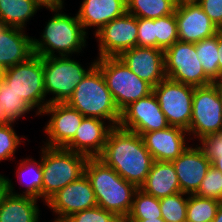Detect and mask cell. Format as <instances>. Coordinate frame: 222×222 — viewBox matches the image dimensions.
Here are the masks:
<instances>
[{
    "mask_svg": "<svg viewBox=\"0 0 222 222\" xmlns=\"http://www.w3.org/2000/svg\"><path fill=\"white\" fill-rule=\"evenodd\" d=\"M41 7H46L48 10L61 6L64 0H33Z\"/></svg>",
    "mask_w": 222,
    "mask_h": 222,
    "instance_id": "cell-41",
    "label": "cell"
},
{
    "mask_svg": "<svg viewBox=\"0 0 222 222\" xmlns=\"http://www.w3.org/2000/svg\"><path fill=\"white\" fill-rule=\"evenodd\" d=\"M40 8L33 0H0V20L25 30L27 22Z\"/></svg>",
    "mask_w": 222,
    "mask_h": 222,
    "instance_id": "cell-26",
    "label": "cell"
},
{
    "mask_svg": "<svg viewBox=\"0 0 222 222\" xmlns=\"http://www.w3.org/2000/svg\"><path fill=\"white\" fill-rule=\"evenodd\" d=\"M212 222H222V202L219 205L217 212H216V216L215 218L212 220Z\"/></svg>",
    "mask_w": 222,
    "mask_h": 222,
    "instance_id": "cell-45",
    "label": "cell"
},
{
    "mask_svg": "<svg viewBox=\"0 0 222 222\" xmlns=\"http://www.w3.org/2000/svg\"><path fill=\"white\" fill-rule=\"evenodd\" d=\"M220 201L197 196L196 194L188 195L186 222H209L215 216Z\"/></svg>",
    "mask_w": 222,
    "mask_h": 222,
    "instance_id": "cell-29",
    "label": "cell"
},
{
    "mask_svg": "<svg viewBox=\"0 0 222 222\" xmlns=\"http://www.w3.org/2000/svg\"><path fill=\"white\" fill-rule=\"evenodd\" d=\"M54 222H68L66 219H54Z\"/></svg>",
    "mask_w": 222,
    "mask_h": 222,
    "instance_id": "cell-49",
    "label": "cell"
},
{
    "mask_svg": "<svg viewBox=\"0 0 222 222\" xmlns=\"http://www.w3.org/2000/svg\"><path fill=\"white\" fill-rule=\"evenodd\" d=\"M0 104L2 105L5 117L9 122H16L18 119L33 108L26 103L20 96L9 89V86L0 80Z\"/></svg>",
    "mask_w": 222,
    "mask_h": 222,
    "instance_id": "cell-30",
    "label": "cell"
},
{
    "mask_svg": "<svg viewBox=\"0 0 222 222\" xmlns=\"http://www.w3.org/2000/svg\"><path fill=\"white\" fill-rule=\"evenodd\" d=\"M79 63L71 59V56L56 55L54 57H43L46 97L49 94L54 95L52 98H49L48 104L66 103L80 81L96 65V60L94 59L87 69Z\"/></svg>",
    "mask_w": 222,
    "mask_h": 222,
    "instance_id": "cell-8",
    "label": "cell"
},
{
    "mask_svg": "<svg viewBox=\"0 0 222 222\" xmlns=\"http://www.w3.org/2000/svg\"><path fill=\"white\" fill-rule=\"evenodd\" d=\"M192 147L189 145L180 156L172 161L181 192L188 195L198 191L211 166V161L205 156L199 145Z\"/></svg>",
    "mask_w": 222,
    "mask_h": 222,
    "instance_id": "cell-18",
    "label": "cell"
},
{
    "mask_svg": "<svg viewBox=\"0 0 222 222\" xmlns=\"http://www.w3.org/2000/svg\"><path fill=\"white\" fill-rule=\"evenodd\" d=\"M139 189L157 199L181 192L172 162L153 161L149 174Z\"/></svg>",
    "mask_w": 222,
    "mask_h": 222,
    "instance_id": "cell-23",
    "label": "cell"
},
{
    "mask_svg": "<svg viewBox=\"0 0 222 222\" xmlns=\"http://www.w3.org/2000/svg\"><path fill=\"white\" fill-rule=\"evenodd\" d=\"M219 85V91H220V95H221V99H222V83H218Z\"/></svg>",
    "mask_w": 222,
    "mask_h": 222,
    "instance_id": "cell-50",
    "label": "cell"
},
{
    "mask_svg": "<svg viewBox=\"0 0 222 222\" xmlns=\"http://www.w3.org/2000/svg\"><path fill=\"white\" fill-rule=\"evenodd\" d=\"M127 12L126 0H83L77 13L84 31L97 27L98 32L107 23Z\"/></svg>",
    "mask_w": 222,
    "mask_h": 222,
    "instance_id": "cell-22",
    "label": "cell"
},
{
    "mask_svg": "<svg viewBox=\"0 0 222 222\" xmlns=\"http://www.w3.org/2000/svg\"><path fill=\"white\" fill-rule=\"evenodd\" d=\"M119 126L138 134L162 130L170 125L156 95L152 92L147 97L132 102L121 112Z\"/></svg>",
    "mask_w": 222,
    "mask_h": 222,
    "instance_id": "cell-13",
    "label": "cell"
},
{
    "mask_svg": "<svg viewBox=\"0 0 222 222\" xmlns=\"http://www.w3.org/2000/svg\"><path fill=\"white\" fill-rule=\"evenodd\" d=\"M24 29L10 27L0 20V66L3 69L26 61L33 53L32 38Z\"/></svg>",
    "mask_w": 222,
    "mask_h": 222,
    "instance_id": "cell-21",
    "label": "cell"
},
{
    "mask_svg": "<svg viewBox=\"0 0 222 222\" xmlns=\"http://www.w3.org/2000/svg\"><path fill=\"white\" fill-rule=\"evenodd\" d=\"M84 173L92 185L97 206L115 213L124 221L131 210L138 188L124 180L98 157L87 159Z\"/></svg>",
    "mask_w": 222,
    "mask_h": 222,
    "instance_id": "cell-2",
    "label": "cell"
},
{
    "mask_svg": "<svg viewBox=\"0 0 222 222\" xmlns=\"http://www.w3.org/2000/svg\"><path fill=\"white\" fill-rule=\"evenodd\" d=\"M96 66L100 69L120 112L132 102L153 92V86L140 79L119 57L97 58Z\"/></svg>",
    "mask_w": 222,
    "mask_h": 222,
    "instance_id": "cell-6",
    "label": "cell"
},
{
    "mask_svg": "<svg viewBox=\"0 0 222 222\" xmlns=\"http://www.w3.org/2000/svg\"><path fill=\"white\" fill-rule=\"evenodd\" d=\"M137 46L155 48V19L137 18Z\"/></svg>",
    "mask_w": 222,
    "mask_h": 222,
    "instance_id": "cell-37",
    "label": "cell"
},
{
    "mask_svg": "<svg viewBox=\"0 0 222 222\" xmlns=\"http://www.w3.org/2000/svg\"><path fill=\"white\" fill-rule=\"evenodd\" d=\"M197 57L202 64L205 74L214 82L219 83V58L217 33L216 35L195 43Z\"/></svg>",
    "mask_w": 222,
    "mask_h": 222,
    "instance_id": "cell-28",
    "label": "cell"
},
{
    "mask_svg": "<svg viewBox=\"0 0 222 222\" xmlns=\"http://www.w3.org/2000/svg\"><path fill=\"white\" fill-rule=\"evenodd\" d=\"M4 82L40 115L48 105L44 89L43 57L33 54L26 61L4 69ZM46 99V100H45Z\"/></svg>",
    "mask_w": 222,
    "mask_h": 222,
    "instance_id": "cell-7",
    "label": "cell"
},
{
    "mask_svg": "<svg viewBox=\"0 0 222 222\" xmlns=\"http://www.w3.org/2000/svg\"><path fill=\"white\" fill-rule=\"evenodd\" d=\"M63 7L62 4L49 9L54 15L46 22L42 39L32 38L34 54L40 57H54L57 53V56H71L85 48L88 33L84 31L77 14L71 17L62 11Z\"/></svg>",
    "mask_w": 222,
    "mask_h": 222,
    "instance_id": "cell-3",
    "label": "cell"
},
{
    "mask_svg": "<svg viewBox=\"0 0 222 222\" xmlns=\"http://www.w3.org/2000/svg\"><path fill=\"white\" fill-rule=\"evenodd\" d=\"M66 103L84 117L107 120L113 127L119 126L121 112L96 65L80 81Z\"/></svg>",
    "mask_w": 222,
    "mask_h": 222,
    "instance_id": "cell-4",
    "label": "cell"
},
{
    "mask_svg": "<svg viewBox=\"0 0 222 222\" xmlns=\"http://www.w3.org/2000/svg\"><path fill=\"white\" fill-rule=\"evenodd\" d=\"M8 194L9 186L7 182V176L0 174V206Z\"/></svg>",
    "mask_w": 222,
    "mask_h": 222,
    "instance_id": "cell-40",
    "label": "cell"
},
{
    "mask_svg": "<svg viewBox=\"0 0 222 222\" xmlns=\"http://www.w3.org/2000/svg\"><path fill=\"white\" fill-rule=\"evenodd\" d=\"M8 122L9 121L7 120V118L5 117V114L3 112L2 105L0 104V124H6Z\"/></svg>",
    "mask_w": 222,
    "mask_h": 222,
    "instance_id": "cell-46",
    "label": "cell"
},
{
    "mask_svg": "<svg viewBox=\"0 0 222 222\" xmlns=\"http://www.w3.org/2000/svg\"><path fill=\"white\" fill-rule=\"evenodd\" d=\"M127 13L137 18L157 19L174 14L175 0H126Z\"/></svg>",
    "mask_w": 222,
    "mask_h": 222,
    "instance_id": "cell-27",
    "label": "cell"
},
{
    "mask_svg": "<svg viewBox=\"0 0 222 222\" xmlns=\"http://www.w3.org/2000/svg\"><path fill=\"white\" fill-rule=\"evenodd\" d=\"M198 0H175V2L178 4H182V3H193V2H197Z\"/></svg>",
    "mask_w": 222,
    "mask_h": 222,
    "instance_id": "cell-47",
    "label": "cell"
},
{
    "mask_svg": "<svg viewBox=\"0 0 222 222\" xmlns=\"http://www.w3.org/2000/svg\"><path fill=\"white\" fill-rule=\"evenodd\" d=\"M42 114L51 116L44 128L48 135L44 146L52 148H64L73 139L84 118L78 110L67 103H50Z\"/></svg>",
    "mask_w": 222,
    "mask_h": 222,
    "instance_id": "cell-15",
    "label": "cell"
},
{
    "mask_svg": "<svg viewBox=\"0 0 222 222\" xmlns=\"http://www.w3.org/2000/svg\"><path fill=\"white\" fill-rule=\"evenodd\" d=\"M123 222H166L163 218L152 219H125Z\"/></svg>",
    "mask_w": 222,
    "mask_h": 222,
    "instance_id": "cell-44",
    "label": "cell"
},
{
    "mask_svg": "<svg viewBox=\"0 0 222 222\" xmlns=\"http://www.w3.org/2000/svg\"><path fill=\"white\" fill-rule=\"evenodd\" d=\"M13 124L14 122L0 124V162L9 158L13 160L16 149L21 145V138H25L17 135Z\"/></svg>",
    "mask_w": 222,
    "mask_h": 222,
    "instance_id": "cell-34",
    "label": "cell"
},
{
    "mask_svg": "<svg viewBox=\"0 0 222 222\" xmlns=\"http://www.w3.org/2000/svg\"><path fill=\"white\" fill-rule=\"evenodd\" d=\"M195 194L222 202V173L211 165Z\"/></svg>",
    "mask_w": 222,
    "mask_h": 222,
    "instance_id": "cell-35",
    "label": "cell"
},
{
    "mask_svg": "<svg viewBox=\"0 0 222 222\" xmlns=\"http://www.w3.org/2000/svg\"><path fill=\"white\" fill-rule=\"evenodd\" d=\"M37 201L9 193L0 206V222H40Z\"/></svg>",
    "mask_w": 222,
    "mask_h": 222,
    "instance_id": "cell-24",
    "label": "cell"
},
{
    "mask_svg": "<svg viewBox=\"0 0 222 222\" xmlns=\"http://www.w3.org/2000/svg\"><path fill=\"white\" fill-rule=\"evenodd\" d=\"M164 60L167 78L194 87L214 83L204 72L195 43L178 40L164 51Z\"/></svg>",
    "mask_w": 222,
    "mask_h": 222,
    "instance_id": "cell-10",
    "label": "cell"
},
{
    "mask_svg": "<svg viewBox=\"0 0 222 222\" xmlns=\"http://www.w3.org/2000/svg\"><path fill=\"white\" fill-rule=\"evenodd\" d=\"M42 161V200L44 204L59 190L84 174L87 157L65 148H52L43 145Z\"/></svg>",
    "mask_w": 222,
    "mask_h": 222,
    "instance_id": "cell-5",
    "label": "cell"
},
{
    "mask_svg": "<svg viewBox=\"0 0 222 222\" xmlns=\"http://www.w3.org/2000/svg\"><path fill=\"white\" fill-rule=\"evenodd\" d=\"M4 69L0 66V80L3 78Z\"/></svg>",
    "mask_w": 222,
    "mask_h": 222,
    "instance_id": "cell-48",
    "label": "cell"
},
{
    "mask_svg": "<svg viewBox=\"0 0 222 222\" xmlns=\"http://www.w3.org/2000/svg\"><path fill=\"white\" fill-rule=\"evenodd\" d=\"M197 3L213 24L222 29V0H198Z\"/></svg>",
    "mask_w": 222,
    "mask_h": 222,
    "instance_id": "cell-39",
    "label": "cell"
},
{
    "mask_svg": "<svg viewBox=\"0 0 222 222\" xmlns=\"http://www.w3.org/2000/svg\"><path fill=\"white\" fill-rule=\"evenodd\" d=\"M159 203L166 222H186L188 194L178 192L159 199Z\"/></svg>",
    "mask_w": 222,
    "mask_h": 222,
    "instance_id": "cell-32",
    "label": "cell"
},
{
    "mask_svg": "<svg viewBox=\"0 0 222 222\" xmlns=\"http://www.w3.org/2000/svg\"><path fill=\"white\" fill-rule=\"evenodd\" d=\"M199 141V147L210 161L216 159V154H222V130L208 134Z\"/></svg>",
    "mask_w": 222,
    "mask_h": 222,
    "instance_id": "cell-38",
    "label": "cell"
},
{
    "mask_svg": "<svg viewBox=\"0 0 222 222\" xmlns=\"http://www.w3.org/2000/svg\"><path fill=\"white\" fill-rule=\"evenodd\" d=\"M174 13L180 41L196 43L219 30L197 2L178 4Z\"/></svg>",
    "mask_w": 222,
    "mask_h": 222,
    "instance_id": "cell-17",
    "label": "cell"
},
{
    "mask_svg": "<svg viewBox=\"0 0 222 222\" xmlns=\"http://www.w3.org/2000/svg\"><path fill=\"white\" fill-rule=\"evenodd\" d=\"M140 135L154 161L172 162L189 146L186 143L188 132L179 127L169 126Z\"/></svg>",
    "mask_w": 222,
    "mask_h": 222,
    "instance_id": "cell-19",
    "label": "cell"
},
{
    "mask_svg": "<svg viewBox=\"0 0 222 222\" xmlns=\"http://www.w3.org/2000/svg\"><path fill=\"white\" fill-rule=\"evenodd\" d=\"M94 34L99 42L97 58L118 57L123 51L137 46V17L126 12Z\"/></svg>",
    "mask_w": 222,
    "mask_h": 222,
    "instance_id": "cell-12",
    "label": "cell"
},
{
    "mask_svg": "<svg viewBox=\"0 0 222 222\" xmlns=\"http://www.w3.org/2000/svg\"><path fill=\"white\" fill-rule=\"evenodd\" d=\"M118 57L133 73L153 87L166 77L162 49L135 46L123 51Z\"/></svg>",
    "mask_w": 222,
    "mask_h": 222,
    "instance_id": "cell-16",
    "label": "cell"
},
{
    "mask_svg": "<svg viewBox=\"0 0 222 222\" xmlns=\"http://www.w3.org/2000/svg\"><path fill=\"white\" fill-rule=\"evenodd\" d=\"M66 220L68 222H123L115 213L99 206L73 213Z\"/></svg>",
    "mask_w": 222,
    "mask_h": 222,
    "instance_id": "cell-36",
    "label": "cell"
},
{
    "mask_svg": "<svg viewBox=\"0 0 222 222\" xmlns=\"http://www.w3.org/2000/svg\"><path fill=\"white\" fill-rule=\"evenodd\" d=\"M18 164L19 167H17L18 169L16 172L17 173L16 176L19 180L18 181L19 184L21 183V185H25L26 188L24 191H22L23 193L20 192L16 193L14 189L15 187H13L14 184L12 183V179H9L7 177L9 193L18 196L32 197L37 200H40L42 198V181H43L41 156L39 161L34 160V158L33 159L25 158L22 161H20V163ZM26 177L29 178V181Z\"/></svg>",
    "mask_w": 222,
    "mask_h": 222,
    "instance_id": "cell-25",
    "label": "cell"
},
{
    "mask_svg": "<svg viewBox=\"0 0 222 222\" xmlns=\"http://www.w3.org/2000/svg\"><path fill=\"white\" fill-rule=\"evenodd\" d=\"M98 158L137 188L144 183L154 161L141 135L120 126L110 130Z\"/></svg>",
    "mask_w": 222,
    "mask_h": 222,
    "instance_id": "cell-1",
    "label": "cell"
},
{
    "mask_svg": "<svg viewBox=\"0 0 222 222\" xmlns=\"http://www.w3.org/2000/svg\"><path fill=\"white\" fill-rule=\"evenodd\" d=\"M45 204L57 214V218L54 219H66L73 213L97 206V200L92 185L84 173L59 190Z\"/></svg>",
    "mask_w": 222,
    "mask_h": 222,
    "instance_id": "cell-14",
    "label": "cell"
},
{
    "mask_svg": "<svg viewBox=\"0 0 222 222\" xmlns=\"http://www.w3.org/2000/svg\"><path fill=\"white\" fill-rule=\"evenodd\" d=\"M222 130V99L218 83L195 87L188 134L200 140Z\"/></svg>",
    "mask_w": 222,
    "mask_h": 222,
    "instance_id": "cell-9",
    "label": "cell"
},
{
    "mask_svg": "<svg viewBox=\"0 0 222 222\" xmlns=\"http://www.w3.org/2000/svg\"><path fill=\"white\" fill-rule=\"evenodd\" d=\"M194 89V86L167 77L153 87V93L170 126L188 131L192 118Z\"/></svg>",
    "mask_w": 222,
    "mask_h": 222,
    "instance_id": "cell-11",
    "label": "cell"
},
{
    "mask_svg": "<svg viewBox=\"0 0 222 222\" xmlns=\"http://www.w3.org/2000/svg\"><path fill=\"white\" fill-rule=\"evenodd\" d=\"M112 128L113 126L105 120L84 117L73 139L64 148L87 158L99 157Z\"/></svg>",
    "mask_w": 222,
    "mask_h": 222,
    "instance_id": "cell-20",
    "label": "cell"
},
{
    "mask_svg": "<svg viewBox=\"0 0 222 222\" xmlns=\"http://www.w3.org/2000/svg\"><path fill=\"white\" fill-rule=\"evenodd\" d=\"M211 165L222 173V154H216V159L211 160Z\"/></svg>",
    "mask_w": 222,
    "mask_h": 222,
    "instance_id": "cell-43",
    "label": "cell"
},
{
    "mask_svg": "<svg viewBox=\"0 0 222 222\" xmlns=\"http://www.w3.org/2000/svg\"><path fill=\"white\" fill-rule=\"evenodd\" d=\"M178 40L175 13L155 19V48L165 51Z\"/></svg>",
    "mask_w": 222,
    "mask_h": 222,
    "instance_id": "cell-33",
    "label": "cell"
},
{
    "mask_svg": "<svg viewBox=\"0 0 222 222\" xmlns=\"http://www.w3.org/2000/svg\"><path fill=\"white\" fill-rule=\"evenodd\" d=\"M217 42H218V49L220 52L219 58V83H222V29H219L217 32Z\"/></svg>",
    "mask_w": 222,
    "mask_h": 222,
    "instance_id": "cell-42",
    "label": "cell"
},
{
    "mask_svg": "<svg viewBox=\"0 0 222 222\" xmlns=\"http://www.w3.org/2000/svg\"><path fill=\"white\" fill-rule=\"evenodd\" d=\"M162 218L159 199L137 189L131 210L126 219H152Z\"/></svg>",
    "mask_w": 222,
    "mask_h": 222,
    "instance_id": "cell-31",
    "label": "cell"
}]
</instances>
